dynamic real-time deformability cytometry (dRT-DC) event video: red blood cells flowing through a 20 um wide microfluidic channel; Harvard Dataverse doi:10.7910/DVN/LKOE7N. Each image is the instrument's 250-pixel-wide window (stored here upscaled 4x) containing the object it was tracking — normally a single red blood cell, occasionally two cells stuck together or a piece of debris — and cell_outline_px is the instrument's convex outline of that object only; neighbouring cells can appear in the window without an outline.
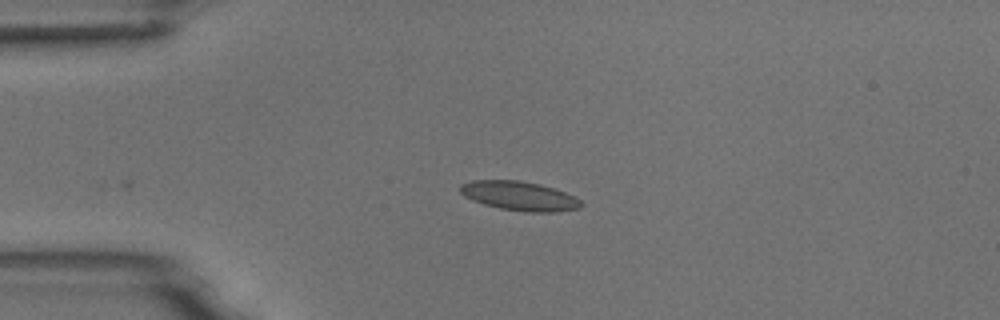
{"species": "common noctule bat (a hibernating species)", "species_latin": "Nyctalus noctula", "temperature_condition": "room temperature", "stored_images_in_passage": 4, "camera_frame_rate_fps": 3000, "um_per_image_px": 0.085, "animal": {"sex": "male", "body_mass_g": 18.8}, "frame": {"image": 1, "passage_image": 4, "time_ms": 1.0, "image_size_px": [1000, 320], "cell_outline_px": [[584, 204], [580, 208], [556, 212], [524, 212], [500, 208], [484, 204], [472, 200], [464, 196], [460, 192], [460, 184], [472, 180], [516, 180], [540, 184], [564, 192], [580, 200]], "centroid_in_image_um": [44.13, 16.66], "position_along_channel_um": 40.9, "area_um2": 20.52}}